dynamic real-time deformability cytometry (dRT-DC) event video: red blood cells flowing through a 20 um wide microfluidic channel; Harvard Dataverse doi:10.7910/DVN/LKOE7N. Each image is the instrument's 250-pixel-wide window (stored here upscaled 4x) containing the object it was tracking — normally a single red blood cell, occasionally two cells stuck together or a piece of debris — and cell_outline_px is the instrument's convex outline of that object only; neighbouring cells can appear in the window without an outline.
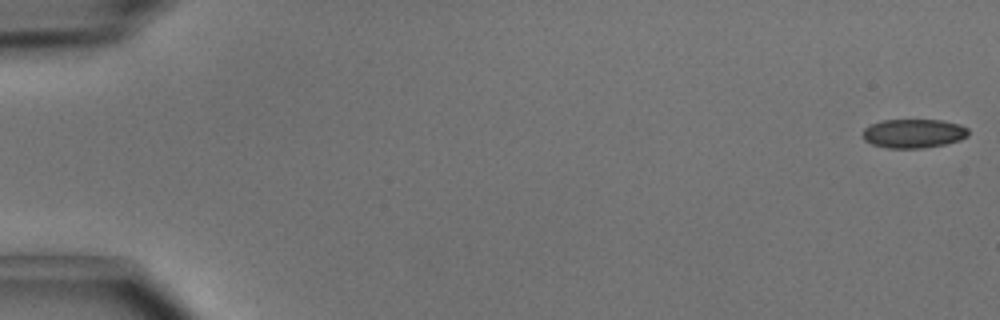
{"species": "common noctule bat (a hibernating species)", "species_latin": "Nyctalus noctula", "temperature_condition": "cold", "stored_images_in_passage": 50, "camera_frame_rate_fps": 3000, "um_per_image_px": 0.085, "animal": {"sex": "male", "body_mass_g": 15.6}, "frame": {"image": 1, "passage_image": 1, "time_ms": 0.0, "image_size_px": [1000, 320], "cell_outline_px": [[968, 136], [960, 140], [944, 144], [920, 148], [888, 148], [872, 144], [864, 140], [864, 128], [872, 124], [884, 120], [940, 120], [960, 124], [968, 128]], "centroid_in_image_um": [77.67, 11.34], "position_along_channel_um": 7.3, "area_um2": 17.69}}
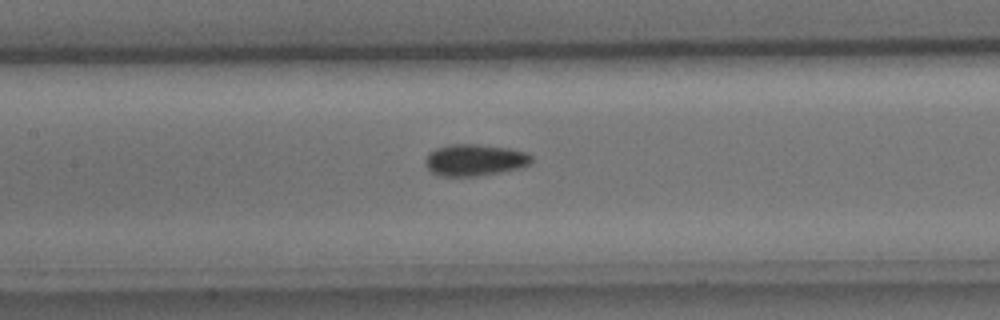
{"frame": {"image": 2, "passage_image": 24, "time_ms": 7.667, "image_size_px": [1000, 320], "cell_outline_px": [[532, 160], [528, 164], [520, 168], [500, 172], [476, 176], [440, 176], [432, 172], [424, 164], [424, 160], [428, 152], [436, 148], [448, 144], [476, 144], [508, 148], [528, 152], [532, 156]], "centroid_in_image_um": [40.32, 13.59], "position_along_channel_um": 167.1, "area_um2": 19.71}}
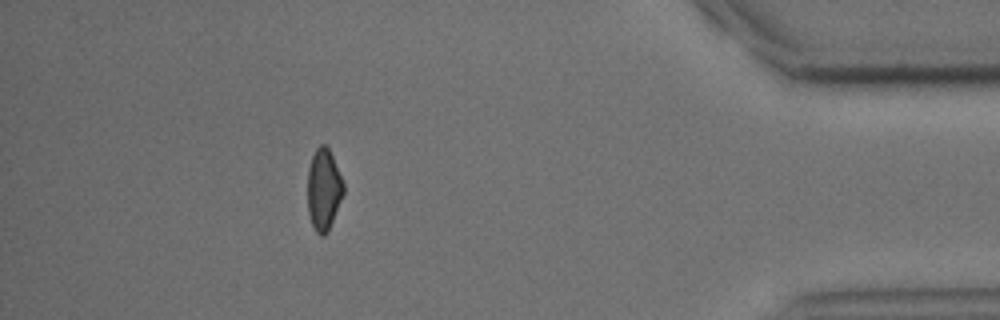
{"frame": {"image": 3, "passage_image": 45, "time_ms": 14.667, "image_size_px": [1000, 320], "cell_outline_px": [[344, 192], [328, 232], [324, 236], [320, 236], [316, 232], [312, 224], [308, 212], [308, 168], [312, 156], [316, 148], [320, 144], [324, 144], [328, 148], [332, 156], [344, 184]], "centroid_in_image_um": [27.5, 16.12], "position_along_channel_um": 407.7, "area_um2": 16.94}, "authors_computed_cell_mechanics": {"area_um2": 18.5538, "velocity_mm_per_s": 4.072, "shape_relaxation_time_tau1_ms": 4.0585, "shape_relaxation_time_tau2_ms": 5.9174, "deformation_change_tau1": 0.0862, "deformation_change_tau2": 0.0981}}